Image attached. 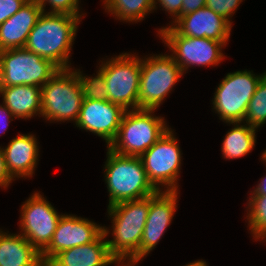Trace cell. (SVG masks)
I'll return each instance as SVG.
<instances>
[{"label": "cell", "instance_id": "obj_11", "mask_svg": "<svg viewBox=\"0 0 266 266\" xmlns=\"http://www.w3.org/2000/svg\"><path fill=\"white\" fill-rule=\"evenodd\" d=\"M159 37L169 47L170 55L184 73L189 66H213L224 58L222 47L227 42L210 38L187 37L180 35L172 26L160 28Z\"/></svg>", "mask_w": 266, "mask_h": 266}, {"label": "cell", "instance_id": "obj_6", "mask_svg": "<svg viewBox=\"0 0 266 266\" xmlns=\"http://www.w3.org/2000/svg\"><path fill=\"white\" fill-rule=\"evenodd\" d=\"M59 70L50 60L25 48L0 51V87L18 85L42 87Z\"/></svg>", "mask_w": 266, "mask_h": 266}, {"label": "cell", "instance_id": "obj_4", "mask_svg": "<svg viewBox=\"0 0 266 266\" xmlns=\"http://www.w3.org/2000/svg\"><path fill=\"white\" fill-rule=\"evenodd\" d=\"M155 110H126L115 139L107 148L127 156L140 157L168 130L163 117L153 116Z\"/></svg>", "mask_w": 266, "mask_h": 266}, {"label": "cell", "instance_id": "obj_33", "mask_svg": "<svg viewBox=\"0 0 266 266\" xmlns=\"http://www.w3.org/2000/svg\"><path fill=\"white\" fill-rule=\"evenodd\" d=\"M1 117H4V118H1ZM10 118H12V119H10ZM4 119H5V121H4ZM13 119H14V115L11 113V111L5 105H3V104L0 105V121H1L0 126L4 127V128L2 127V132L0 131L1 133H4L6 131L9 121H11Z\"/></svg>", "mask_w": 266, "mask_h": 266}, {"label": "cell", "instance_id": "obj_29", "mask_svg": "<svg viewBox=\"0 0 266 266\" xmlns=\"http://www.w3.org/2000/svg\"><path fill=\"white\" fill-rule=\"evenodd\" d=\"M28 0H0V25L18 12Z\"/></svg>", "mask_w": 266, "mask_h": 266}, {"label": "cell", "instance_id": "obj_3", "mask_svg": "<svg viewBox=\"0 0 266 266\" xmlns=\"http://www.w3.org/2000/svg\"><path fill=\"white\" fill-rule=\"evenodd\" d=\"M105 182L109 192V205L142 199L157 190L149 182L140 157L118 154L107 149Z\"/></svg>", "mask_w": 266, "mask_h": 266}, {"label": "cell", "instance_id": "obj_25", "mask_svg": "<svg viewBox=\"0 0 266 266\" xmlns=\"http://www.w3.org/2000/svg\"><path fill=\"white\" fill-rule=\"evenodd\" d=\"M244 121L255 129L266 123V75L258 83L256 91L248 103Z\"/></svg>", "mask_w": 266, "mask_h": 266}, {"label": "cell", "instance_id": "obj_34", "mask_svg": "<svg viewBox=\"0 0 266 266\" xmlns=\"http://www.w3.org/2000/svg\"><path fill=\"white\" fill-rule=\"evenodd\" d=\"M251 195H263L266 196V176L261 178L260 183L253 190Z\"/></svg>", "mask_w": 266, "mask_h": 266}, {"label": "cell", "instance_id": "obj_16", "mask_svg": "<svg viewBox=\"0 0 266 266\" xmlns=\"http://www.w3.org/2000/svg\"><path fill=\"white\" fill-rule=\"evenodd\" d=\"M172 23L171 26L182 36L210 38L219 42L229 40L232 27L228 20L206 6L182 15Z\"/></svg>", "mask_w": 266, "mask_h": 266}, {"label": "cell", "instance_id": "obj_36", "mask_svg": "<svg viewBox=\"0 0 266 266\" xmlns=\"http://www.w3.org/2000/svg\"><path fill=\"white\" fill-rule=\"evenodd\" d=\"M262 154H263L261 156L262 157V160L266 162V150Z\"/></svg>", "mask_w": 266, "mask_h": 266}, {"label": "cell", "instance_id": "obj_1", "mask_svg": "<svg viewBox=\"0 0 266 266\" xmlns=\"http://www.w3.org/2000/svg\"><path fill=\"white\" fill-rule=\"evenodd\" d=\"M150 207V196L123 201L108 206L112 219V240H106L110 254L119 262L127 265L140 261V242Z\"/></svg>", "mask_w": 266, "mask_h": 266}, {"label": "cell", "instance_id": "obj_10", "mask_svg": "<svg viewBox=\"0 0 266 266\" xmlns=\"http://www.w3.org/2000/svg\"><path fill=\"white\" fill-rule=\"evenodd\" d=\"M170 129L140 156L147 178L157 191H162L160 186L163 185L165 191H178L182 156L174 132Z\"/></svg>", "mask_w": 266, "mask_h": 266}, {"label": "cell", "instance_id": "obj_14", "mask_svg": "<svg viewBox=\"0 0 266 266\" xmlns=\"http://www.w3.org/2000/svg\"><path fill=\"white\" fill-rule=\"evenodd\" d=\"M125 111L121 105L108 100L84 99L75 124L100 136L109 146L117 135Z\"/></svg>", "mask_w": 266, "mask_h": 266}, {"label": "cell", "instance_id": "obj_23", "mask_svg": "<svg viewBox=\"0 0 266 266\" xmlns=\"http://www.w3.org/2000/svg\"><path fill=\"white\" fill-rule=\"evenodd\" d=\"M104 8L117 19L139 22L149 12L155 10L154 0H104Z\"/></svg>", "mask_w": 266, "mask_h": 266}, {"label": "cell", "instance_id": "obj_31", "mask_svg": "<svg viewBox=\"0 0 266 266\" xmlns=\"http://www.w3.org/2000/svg\"><path fill=\"white\" fill-rule=\"evenodd\" d=\"M13 178L8 173L6 164H5V157L2 148L0 147V187L4 189L12 183Z\"/></svg>", "mask_w": 266, "mask_h": 266}, {"label": "cell", "instance_id": "obj_17", "mask_svg": "<svg viewBox=\"0 0 266 266\" xmlns=\"http://www.w3.org/2000/svg\"><path fill=\"white\" fill-rule=\"evenodd\" d=\"M108 227L93 242L62 251L55 255L45 266H108L119 262L110 254L106 237ZM105 239V240H104Z\"/></svg>", "mask_w": 266, "mask_h": 266}, {"label": "cell", "instance_id": "obj_22", "mask_svg": "<svg viewBox=\"0 0 266 266\" xmlns=\"http://www.w3.org/2000/svg\"><path fill=\"white\" fill-rule=\"evenodd\" d=\"M229 124L235 127L227 132L221 151L224 158L237 159L247 155L255 147L256 129L247 124L240 125V122Z\"/></svg>", "mask_w": 266, "mask_h": 266}, {"label": "cell", "instance_id": "obj_35", "mask_svg": "<svg viewBox=\"0 0 266 266\" xmlns=\"http://www.w3.org/2000/svg\"><path fill=\"white\" fill-rule=\"evenodd\" d=\"M185 266H207L206 261L198 260Z\"/></svg>", "mask_w": 266, "mask_h": 266}, {"label": "cell", "instance_id": "obj_8", "mask_svg": "<svg viewBox=\"0 0 266 266\" xmlns=\"http://www.w3.org/2000/svg\"><path fill=\"white\" fill-rule=\"evenodd\" d=\"M265 75L266 72L255 75L247 70L228 73L218 85L212 100V109L220 115L219 119L226 123H242L248 103Z\"/></svg>", "mask_w": 266, "mask_h": 266}, {"label": "cell", "instance_id": "obj_20", "mask_svg": "<svg viewBox=\"0 0 266 266\" xmlns=\"http://www.w3.org/2000/svg\"><path fill=\"white\" fill-rule=\"evenodd\" d=\"M3 104L11 111L14 118H31L35 114L41 116V87L34 85H18L0 87Z\"/></svg>", "mask_w": 266, "mask_h": 266}, {"label": "cell", "instance_id": "obj_27", "mask_svg": "<svg viewBox=\"0 0 266 266\" xmlns=\"http://www.w3.org/2000/svg\"><path fill=\"white\" fill-rule=\"evenodd\" d=\"M41 10L45 13L46 3L51 5V11L47 14H68L73 16H82L79 13V0H36Z\"/></svg>", "mask_w": 266, "mask_h": 266}, {"label": "cell", "instance_id": "obj_21", "mask_svg": "<svg viewBox=\"0 0 266 266\" xmlns=\"http://www.w3.org/2000/svg\"><path fill=\"white\" fill-rule=\"evenodd\" d=\"M0 266H45L41 254L22 234L0 230Z\"/></svg>", "mask_w": 266, "mask_h": 266}, {"label": "cell", "instance_id": "obj_9", "mask_svg": "<svg viewBox=\"0 0 266 266\" xmlns=\"http://www.w3.org/2000/svg\"><path fill=\"white\" fill-rule=\"evenodd\" d=\"M103 63L99 70L104 74L108 101L125 110L138 109L141 58L122 53Z\"/></svg>", "mask_w": 266, "mask_h": 266}, {"label": "cell", "instance_id": "obj_32", "mask_svg": "<svg viewBox=\"0 0 266 266\" xmlns=\"http://www.w3.org/2000/svg\"><path fill=\"white\" fill-rule=\"evenodd\" d=\"M206 0H183L181 16L205 7Z\"/></svg>", "mask_w": 266, "mask_h": 266}, {"label": "cell", "instance_id": "obj_28", "mask_svg": "<svg viewBox=\"0 0 266 266\" xmlns=\"http://www.w3.org/2000/svg\"><path fill=\"white\" fill-rule=\"evenodd\" d=\"M243 0H206V7L212 9L216 14L223 16L231 24L230 18L238 9Z\"/></svg>", "mask_w": 266, "mask_h": 266}, {"label": "cell", "instance_id": "obj_5", "mask_svg": "<svg viewBox=\"0 0 266 266\" xmlns=\"http://www.w3.org/2000/svg\"><path fill=\"white\" fill-rule=\"evenodd\" d=\"M71 69H60L41 87V116L49 121L78 120L84 97L76 69Z\"/></svg>", "mask_w": 266, "mask_h": 266}, {"label": "cell", "instance_id": "obj_18", "mask_svg": "<svg viewBox=\"0 0 266 266\" xmlns=\"http://www.w3.org/2000/svg\"><path fill=\"white\" fill-rule=\"evenodd\" d=\"M36 0H28L13 16L0 25V51L24 48L28 35L42 14Z\"/></svg>", "mask_w": 266, "mask_h": 266}, {"label": "cell", "instance_id": "obj_37", "mask_svg": "<svg viewBox=\"0 0 266 266\" xmlns=\"http://www.w3.org/2000/svg\"><path fill=\"white\" fill-rule=\"evenodd\" d=\"M121 266H135V264H132V265H127L126 263L125 264H120Z\"/></svg>", "mask_w": 266, "mask_h": 266}, {"label": "cell", "instance_id": "obj_12", "mask_svg": "<svg viewBox=\"0 0 266 266\" xmlns=\"http://www.w3.org/2000/svg\"><path fill=\"white\" fill-rule=\"evenodd\" d=\"M21 209L20 232L41 254L49 246L62 214L59 215L37 192L25 201Z\"/></svg>", "mask_w": 266, "mask_h": 266}, {"label": "cell", "instance_id": "obj_15", "mask_svg": "<svg viewBox=\"0 0 266 266\" xmlns=\"http://www.w3.org/2000/svg\"><path fill=\"white\" fill-rule=\"evenodd\" d=\"M178 191H157L150 195V207L140 242V260L152 251L164 235L176 212Z\"/></svg>", "mask_w": 266, "mask_h": 266}, {"label": "cell", "instance_id": "obj_7", "mask_svg": "<svg viewBox=\"0 0 266 266\" xmlns=\"http://www.w3.org/2000/svg\"><path fill=\"white\" fill-rule=\"evenodd\" d=\"M182 75L170 55L141 58L138 109L156 110Z\"/></svg>", "mask_w": 266, "mask_h": 266}, {"label": "cell", "instance_id": "obj_26", "mask_svg": "<svg viewBox=\"0 0 266 266\" xmlns=\"http://www.w3.org/2000/svg\"><path fill=\"white\" fill-rule=\"evenodd\" d=\"M98 71L97 76L86 77L81 74V71L76 70L82 86L84 99L108 100V91L104 74L100 70Z\"/></svg>", "mask_w": 266, "mask_h": 266}, {"label": "cell", "instance_id": "obj_13", "mask_svg": "<svg viewBox=\"0 0 266 266\" xmlns=\"http://www.w3.org/2000/svg\"><path fill=\"white\" fill-rule=\"evenodd\" d=\"M102 233L103 226L88 219L74 215H62L49 246L41 253V260L46 265L58 253L89 244Z\"/></svg>", "mask_w": 266, "mask_h": 266}, {"label": "cell", "instance_id": "obj_2", "mask_svg": "<svg viewBox=\"0 0 266 266\" xmlns=\"http://www.w3.org/2000/svg\"><path fill=\"white\" fill-rule=\"evenodd\" d=\"M82 16L42 13L28 35L25 49L70 69L69 56Z\"/></svg>", "mask_w": 266, "mask_h": 266}, {"label": "cell", "instance_id": "obj_19", "mask_svg": "<svg viewBox=\"0 0 266 266\" xmlns=\"http://www.w3.org/2000/svg\"><path fill=\"white\" fill-rule=\"evenodd\" d=\"M5 164L11 177H32L38 160V143L34 135L20 134L2 148Z\"/></svg>", "mask_w": 266, "mask_h": 266}, {"label": "cell", "instance_id": "obj_24", "mask_svg": "<svg viewBox=\"0 0 266 266\" xmlns=\"http://www.w3.org/2000/svg\"><path fill=\"white\" fill-rule=\"evenodd\" d=\"M248 203L247 220L255 240L266 237V196L251 195Z\"/></svg>", "mask_w": 266, "mask_h": 266}, {"label": "cell", "instance_id": "obj_30", "mask_svg": "<svg viewBox=\"0 0 266 266\" xmlns=\"http://www.w3.org/2000/svg\"><path fill=\"white\" fill-rule=\"evenodd\" d=\"M158 2L160 3L159 5H162L163 10L172 15L173 18L175 17L173 22H175L181 16L183 0H154V9H156Z\"/></svg>", "mask_w": 266, "mask_h": 266}]
</instances>
